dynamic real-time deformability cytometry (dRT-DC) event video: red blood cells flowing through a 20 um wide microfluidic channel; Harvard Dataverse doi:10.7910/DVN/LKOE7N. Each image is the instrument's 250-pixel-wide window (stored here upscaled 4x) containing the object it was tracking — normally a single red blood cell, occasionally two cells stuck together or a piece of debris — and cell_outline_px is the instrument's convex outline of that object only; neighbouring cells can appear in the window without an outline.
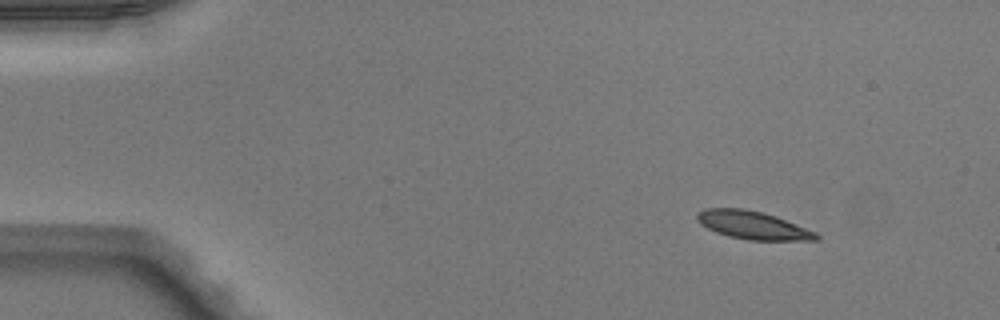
{"species": "Egyptian fruit bat (a non-hibernating species)", "species_latin": "Rousettus aegyptiacus", "temperature_condition": "warm", "stored_images_in_passage": 49, "camera_frame_rate_fps": 3000, "um_per_image_px": 0.085, "animal": {"sex": "male"}, "frame": {"image": 1, "passage_image": 5, "time_ms": 1.333, "image_size_px": [1000, 320], "cell_outline_px": [[820, 240], [748, 240], [728, 236], [716, 232], [700, 224], [696, 220], [696, 212], [704, 208], [744, 208], [764, 212], [776, 216], [816, 232], [820, 236]], "centroid_in_image_um": [63.96, 19.13], "position_along_channel_um": 21.0, "area_um2": 19.65}}
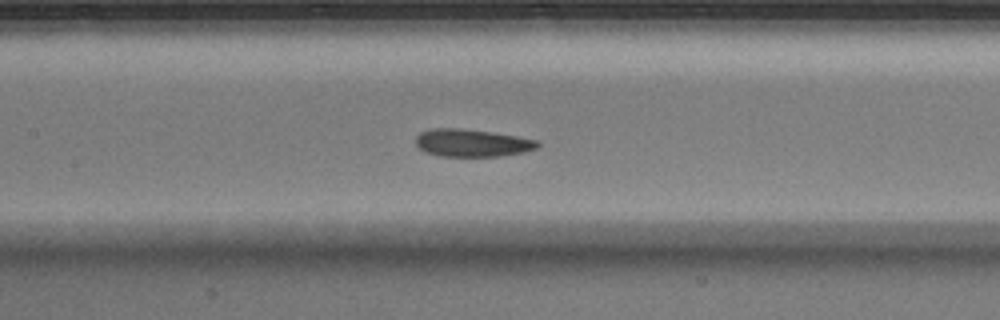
{"frame": {"image": 2, "passage_image": 23, "time_ms": 7.333, "image_size_px": [1000, 320], "cell_outline_px": [[540, 144], [536, 148], [520, 152], [496, 156], [440, 156], [428, 152], [420, 148], [416, 144], [416, 136], [420, 132], [432, 128], [460, 128], [492, 132], [516, 136], [536, 140]], "centroid_in_image_um": [40.08, 12.13], "position_along_channel_um": 167.3, "area_um2": 19.25}}
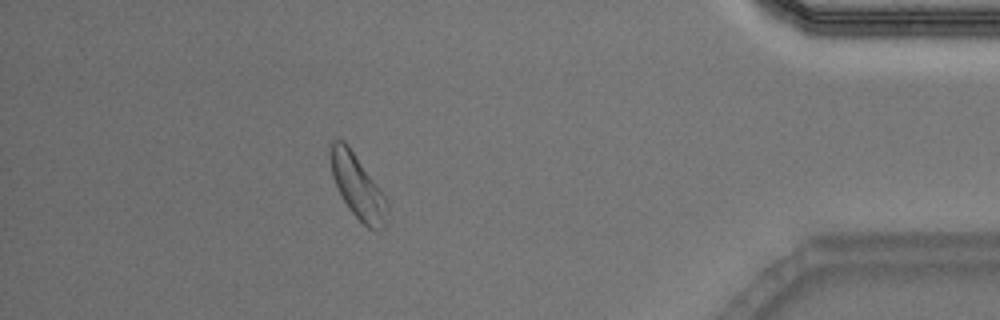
{"frame": {"image": 3, "passage_image": 44, "time_ms": 14.333, "image_size_px": [1000, 320], "cell_outline_px": [[388, 220], [384, 228], [380, 232], [368, 228], [348, 208], [332, 176], [328, 156], [328, 152], [332, 140], [344, 140], [348, 144], [376, 184], [384, 196], [388, 204]], "centroid_in_image_um": [30.39, 15.86], "position_along_channel_um": 404.8, "area_um2": 21.15}, "authors_computed_cell_mechanics": {"area_um2": 19.9988, "velocity_mm_per_s": 3.9952, "shape_relaxation_time_tau1_ms": 2.1551, "shape_relaxation_time_tau2_ms": 4.0291, "deformation_change_tau1": 0.0934, "deformation_change_tau2": 0.1088}}